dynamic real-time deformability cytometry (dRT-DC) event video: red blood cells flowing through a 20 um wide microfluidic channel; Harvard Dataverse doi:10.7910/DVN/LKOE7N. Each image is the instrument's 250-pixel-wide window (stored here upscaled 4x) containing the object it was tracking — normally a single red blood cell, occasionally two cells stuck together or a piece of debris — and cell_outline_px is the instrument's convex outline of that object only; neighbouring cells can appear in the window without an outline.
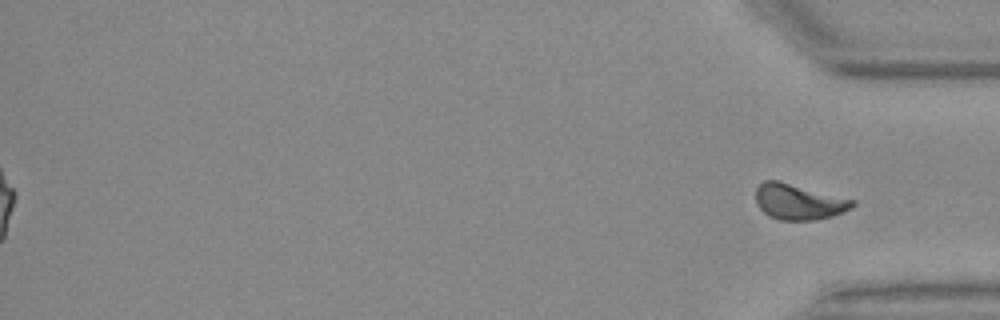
{"species": "Egyptian fruit bat (a non-hibernating species)", "species_latin": "Rousettus aegyptiacus", "temperature_condition": "warm", "stored_images_in_passage": 40, "segment_of_instrument_passage": [2, 2], "camera_frame_rate_fps": 3000, "um_per_image_px": 0.085, "animal": {"sex": "female"}, "frame": {"image": 1, "passage_image": 40, "time_ms": 13.0, "image_size_px": [1000, 320], "cell_outline_px": [[856, 204], [852, 208], [844, 212], [832, 216], [812, 220], [780, 220], [768, 216], [756, 204], [756, 188], [764, 180], [780, 180], [856, 200]], "centroid_in_image_um": [67.9, 17.14], "position_along_channel_um": 367.3, "area_um2": 20.35}}